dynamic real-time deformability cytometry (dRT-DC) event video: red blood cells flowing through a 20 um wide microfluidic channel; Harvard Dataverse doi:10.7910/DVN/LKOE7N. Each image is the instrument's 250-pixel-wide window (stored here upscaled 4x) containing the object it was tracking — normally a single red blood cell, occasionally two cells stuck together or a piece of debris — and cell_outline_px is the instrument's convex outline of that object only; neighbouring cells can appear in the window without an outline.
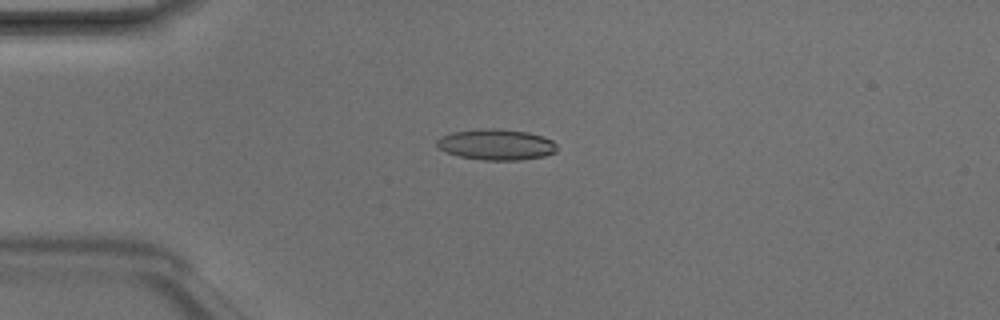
{"species": "Egyptian fruit bat (a non-hibernating species)", "species_latin": "Rousettus aegyptiacus", "temperature_condition": "room temperature", "stored_images_in_passage": 5, "camera_frame_rate_fps": 3000, "um_per_image_px": 0.085, "animal": {"sex": "male"}, "frame": {"image": 1, "passage_image": 2, "time_ms": 0.333, "image_size_px": [1000, 320], "cell_outline_px": [[556, 152], [544, 156], [520, 160], [480, 160], [460, 156], [444, 152], [436, 144], [436, 140], [440, 136], [452, 132], [480, 128], [496, 128], [528, 132], [544, 136], [552, 140], [556, 144]], "centroid_in_image_um": [42.17, 12.28], "position_along_channel_um": 42.8, "area_um2": 21.85}}
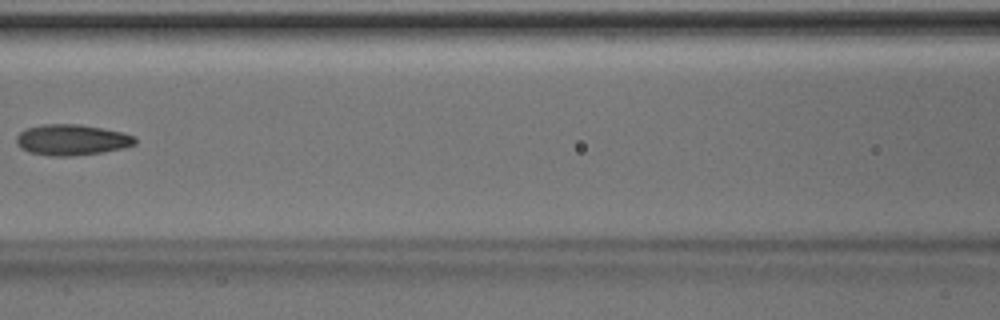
{"frame": {"image": 2, "passage_image": 5, "time_ms": 1.333, "image_size_px": [1000, 320], "cell_outline_px": [[136, 144], [124, 148], [104, 152], [72, 156], [52, 156], [28, 152], [20, 148], [16, 144], [16, 136], [20, 132], [28, 128], [44, 124], [80, 124], [124, 132], [136, 136]], "centroid_in_image_um": [6.13, 11.89], "position_along_channel_um": 160.5, "area_um2": 21.56}}